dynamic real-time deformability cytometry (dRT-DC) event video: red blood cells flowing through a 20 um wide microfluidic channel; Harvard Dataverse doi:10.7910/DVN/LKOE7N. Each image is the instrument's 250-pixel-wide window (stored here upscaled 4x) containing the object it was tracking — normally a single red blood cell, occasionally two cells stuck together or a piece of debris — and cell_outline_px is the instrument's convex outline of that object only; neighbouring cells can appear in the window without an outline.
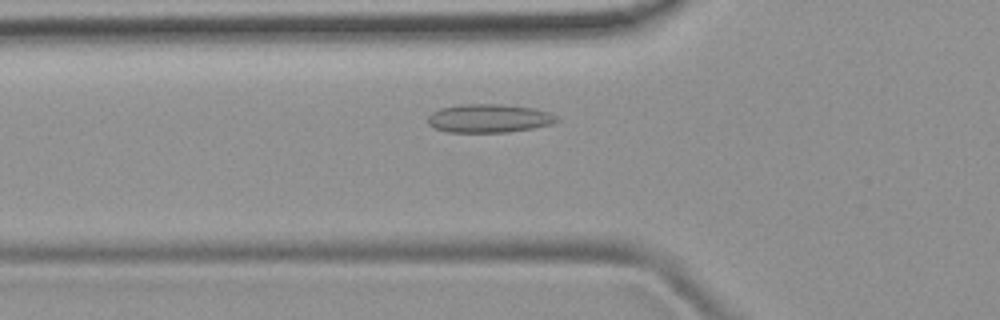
{"species": "common noctule bat (a hibernating species)", "species_latin": "Nyctalus noctula", "temperature_condition": "room temperature", "stored_images_in_passage": 43, "camera_frame_rate_fps": 3000, "um_per_image_px": 0.085, "animal": {"sex": "female", "body_mass_g": 19.9}, "frame": {"image": 1, "passage_image": 12, "time_ms": 3.667, "image_size_px": [1000, 320], "cell_outline_px": [[560, 120], [552, 124], [532, 128], [508, 132], [448, 132], [436, 128], [428, 124], [428, 116], [432, 112], [440, 108], [460, 104], [500, 104], [536, 108], [548, 112], [556, 116]], "centroid_in_image_um": [41.57, 10.05], "position_along_channel_um": 84.2, "area_um2": 21.44}}
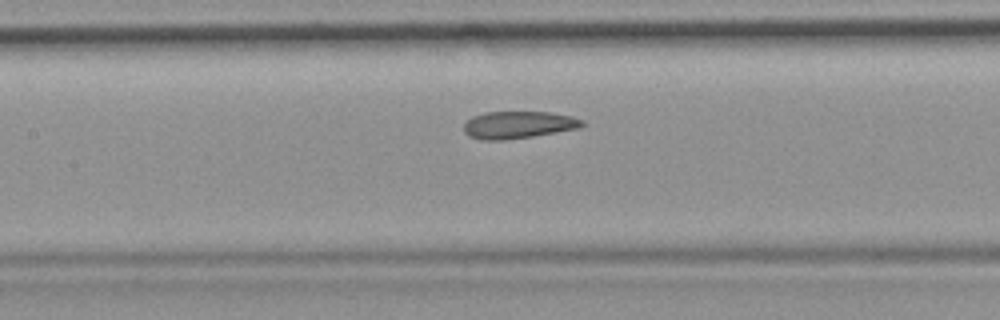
{"frame": {"image": 2, "passage_image": 18, "time_ms": 5.667, "image_size_px": [1000, 320], "cell_outline_px": [[584, 124], [580, 128], [508, 140], [480, 140], [468, 136], [464, 132], [464, 124], [472, 116], [484, 112], [548, 112], [572, 116], [584, 120]], "centroid_in_image_um": [44.04, 10.61], "position_along_channel_um": 163.4, "area_um2": 18.9}}
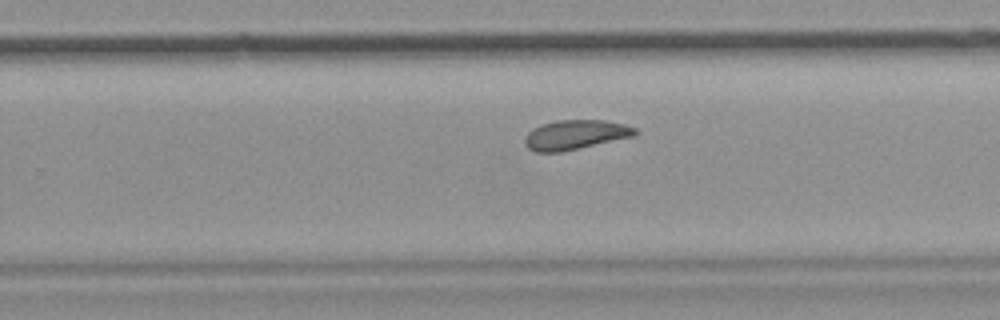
{"frame": {"image": 3, "passage_image": 27, "time_ms": 8.667, "image_size_px": [1000, 320], "cell_outline_px": [[640, 132], [636, 136], [580, 148], [560, 152], [536, 152], [528, 148], [524, 144], [524, 136], [532, 128], [540, 124], [556, 120], [604, 120], [624, 124], [636, 128]], "centroid_in_image_um": [48.91, 11.45], "position_along_channel_um": 280.9, "area_um2": 19.31}, "authors_computed_cell_mechanics": {"area_um2": 19.7098, "velocity_mm_per_s": 3.932, "shape_relaxation_time_tau1_ms": null, "shape_relaxation_time_tau2_ms": 1.675, "deformation_change_tau1": null, "deformation_change_tau2": 0.0594}}